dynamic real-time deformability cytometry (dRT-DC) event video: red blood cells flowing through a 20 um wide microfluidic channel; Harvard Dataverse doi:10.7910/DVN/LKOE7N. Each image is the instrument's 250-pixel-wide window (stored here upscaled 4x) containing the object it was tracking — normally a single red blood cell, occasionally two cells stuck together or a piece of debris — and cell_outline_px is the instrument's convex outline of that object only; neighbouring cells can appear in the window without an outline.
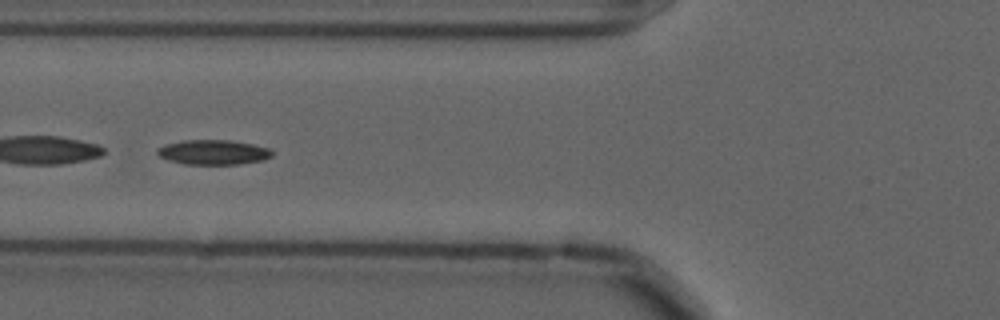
{"species": "common noctule bat (a hibernating species)", "species_latin": "Nyctalus noctula", "temperature_condition": "cold", "stored_images_in_passage": 54, "camera_frame_rate_fps": 3000, "um_per_image_px": 0.085, "animal": {"sex": "male", "forearm_length_mm": 52.5}, "frame": {"image": 1, "passage_image": 22, "time_ms": 7.0, "image_size_px": [1000, 320], "cell_outline_px": [[272, 156], [264, 160], [240, 164], [184, 164], [168, 160], [160, 156], [156, 152], [156, 148], [164, 144], [184, 140], [232, 140], [272, 148]], "centroid_in_image_um": [18.14, 12.93], "position_along_channel_um": 107.7, "area_um2": 16.76}}
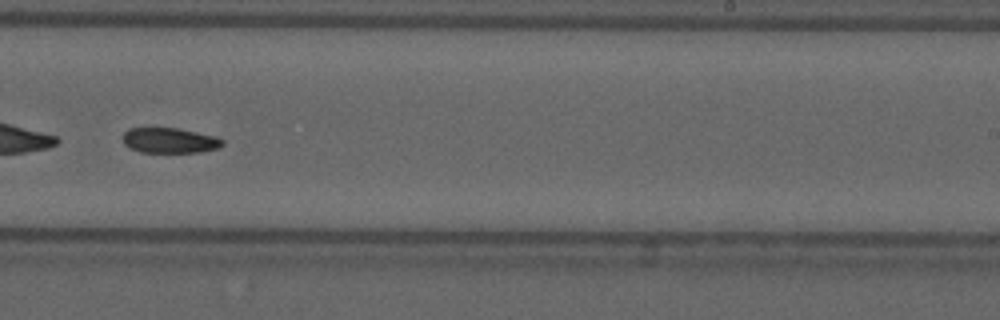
{"frame": {"image": 2, "passage_image": 36, "time_ms": 11.667, "image_size_px": [1000, 320], "cell_outline_px": [[224, 144], [220, 148], [200, 152], [140, 152], [128, 148], [124, 144], [124, 132], [128, 128], [180, 128], [216, 136], [224, 140]], "centroid_in_image_um": [14.45, 11.94], "position_along_channel_um": 274.5, "area_um2": 14.85}, "authors_computed_cell_mechanics": {"area_um2": 16.0973, "velocity_mm_per_s": 3.5835, "shape_relaxation_time_tau1_ms": 10.836, "shape_relaxation_time_tau2_ms": null, "deformation_change_tau1": 0.1772, "deformation_change_tau2": null}}